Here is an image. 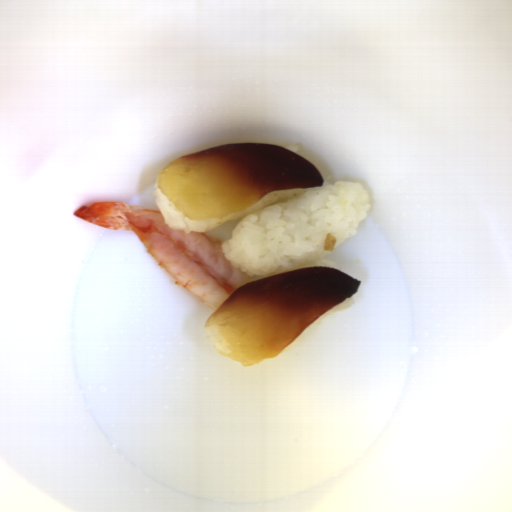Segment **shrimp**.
Returning a JSON list of instances; mask_svg holds the SVG:
<instances>
[{
    "mask_svg": "<svg viewBox=\"0 0 512 512\" xmlns=\"http://www.w3.org/2000/svg\"><path fill=\"white\" fill-rule=\"evenodd\" d=\"M73 214L103 228L132 230L178 286L215 311L237 288L262 280L233 267L215 237L170 228L161 210L100 201Z\"/></svg>",
    "mask_w": 512,
    "mask_h": 512,
    "instance_id": "a79e029a",
    "label": "shrimp"
}]
</instances>
